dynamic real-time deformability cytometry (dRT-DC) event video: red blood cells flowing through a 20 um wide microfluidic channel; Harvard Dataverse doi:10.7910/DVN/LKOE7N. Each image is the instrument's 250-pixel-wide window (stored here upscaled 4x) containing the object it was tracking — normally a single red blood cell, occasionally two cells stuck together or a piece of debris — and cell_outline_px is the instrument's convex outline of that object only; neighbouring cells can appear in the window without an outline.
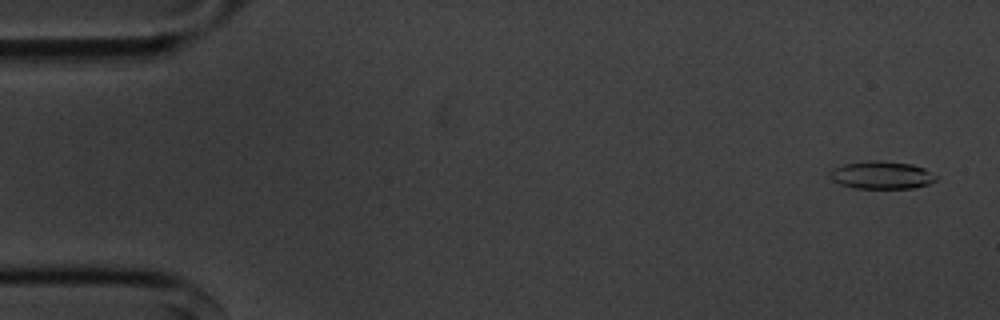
{"species": "common noctule bat (a hibernating species)", "species_latin": "Nyctalus noctula", "temperature_condition": "cold", "stored_images_in_passage": 15, "camera_frame_rate_fps": 3000, "um_per_image_px": 0.085, "animal": {"sex": "male", "body_mass_g": 20.1, "forearm_length_mm": 53.5}, "frame": {"image": 1, "passage_image": 3, "time_ms": 0.667, "image_size_px": [1000, 320], "cell_outline_px": [[936, 180], [928, 184], [912, 188], [852, 188], [840, 184], [832, 180], [832, 172], [836, 168], [844, 164], [868, 160], [880, 160], [912, 164], [924, 168], [936, 176]], "centroid_in_image_um": [74.96, 14.88], "position_along_channel_um": 10.0, "area_um2": 16.94}}